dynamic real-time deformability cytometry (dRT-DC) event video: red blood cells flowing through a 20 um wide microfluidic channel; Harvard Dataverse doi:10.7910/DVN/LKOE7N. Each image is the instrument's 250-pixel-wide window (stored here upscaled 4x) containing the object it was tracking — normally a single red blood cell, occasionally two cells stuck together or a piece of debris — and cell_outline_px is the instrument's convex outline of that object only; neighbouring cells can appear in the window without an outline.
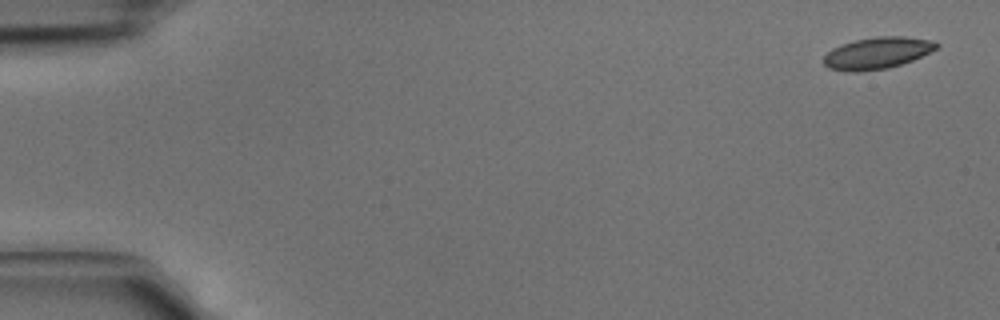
{"species": "common noctule bat (a hibernating species)", "species_latin": "Nyctalus noctula", "temperature_condition": "cold", "stored_images_in_passage": 4, "camera_frame_rate_fps": 3000, "um_per_image_px": 0.085, "animal": {"sex": "male", "body_mass_g": 15.6}, "frame": {"image": 1, "passage_image": 1, "time_ms": 0.0, "image_size_px": [1000, 320], "cell_outline_px": [[940, 44], [936, 48], [912, 60], [888, 68], [856, 72], [848, 72], [828, 68], [824, 64], [824, 56], [832, 48], [856, 40], [876, 36], [904, 36], [932, 40]], "centroid_in_image_um": [74.54, 4.51], "position_along_channel_um": 10.5, "area_um2": 20.63}}
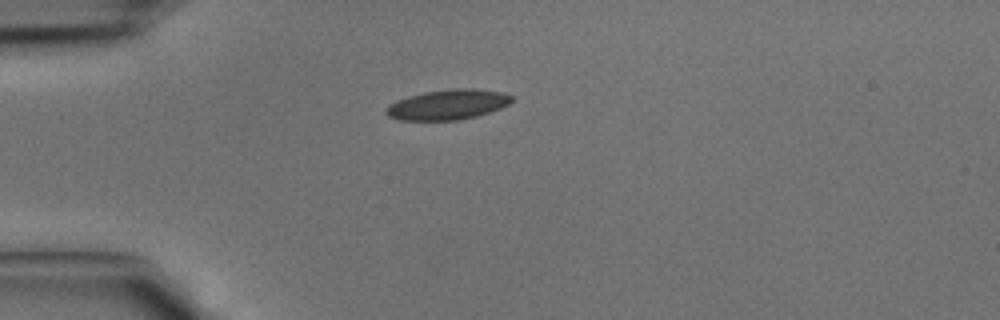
{"frame": {"image": 2, "passage_image": 4, "time_ms": 1.0, "image_size_px": [1000, 320], "cell_outline_px": [[512, 100], [508, 104], [500, 108], [476, 116], [456, 120], [400, 120], [388, 116], [384, 112], [396, 100], [408, 96], [424, 92], [452, 88], [476, 88], [504, 92], [512, 96]], "centroid_in_image_um": [38.08, 8.88], "position_along_channel_um": 46.9, "area_um2": 21.96}}